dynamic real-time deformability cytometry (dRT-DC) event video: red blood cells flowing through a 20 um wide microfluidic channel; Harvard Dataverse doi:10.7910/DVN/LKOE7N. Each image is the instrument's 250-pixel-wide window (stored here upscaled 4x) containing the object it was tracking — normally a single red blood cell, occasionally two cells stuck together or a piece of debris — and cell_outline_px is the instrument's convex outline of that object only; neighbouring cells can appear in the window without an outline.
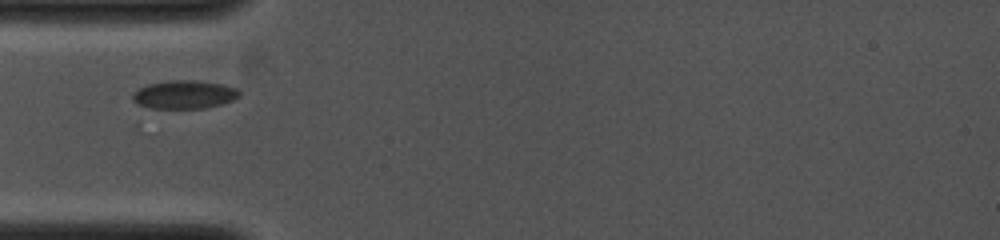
{"species": "common noctule bat (a hibernating species)", "species_latin": "Nyctalus noctula", "temperature_condition": "cold", "stored_images_in_passage": 14, "camera_frame_rate_fps": 4000, "um_per_image_px": 0.085, "animal": {"sex": "female", "body_mass_g": 19.0, "forearm_length_mm": 53.3}, "frame": {"image": 1, "passage_image": 5, "time_ms": 2.0, "image_size_px": [1000, 240], "cell_outline_px": [[240, 96], [232, 100], [220, 104], [204, 108], [152, 108], [136, 104], [132, 100], [132, 92], [148, 84], [168, 80], [196, 80], [224, 84], [236, 88], [240, 92]], "centroid_in_image_um": [15.64, 8.03], "position_along_channel_um": 69.4, "area_um2": 17.69}}